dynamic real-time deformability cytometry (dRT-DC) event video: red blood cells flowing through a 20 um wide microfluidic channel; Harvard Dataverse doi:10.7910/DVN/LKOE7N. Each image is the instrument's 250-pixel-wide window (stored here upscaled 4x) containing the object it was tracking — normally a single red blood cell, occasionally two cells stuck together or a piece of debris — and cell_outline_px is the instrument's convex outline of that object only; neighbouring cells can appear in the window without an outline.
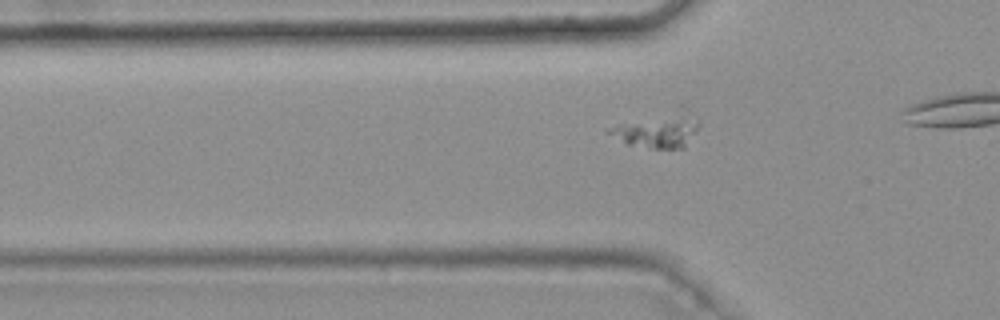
{"species": "common noctule bat (a hibernating species)", "species_latin": "Nyctalus noctula", "temperature_condition": "warm", "stored_images_in_passage": 9, "camera_frame_rate_fps": 3000, "um_per_image_px": 0.085, "animal": {"sex": "female", "body_mass_g": 25.1}, "frame": {"image": 1, "passage_image": 6, "time_ms": 1.667, "image_size_px": [1000, 320], "cell_outline_px": [[700, 124], [684, 148], [656, 148], [628, 144], [604, 132], [608, 128], [680, 104], [684, 104], [700, 120]], "centroid_in_image_um": [56.01, 10.95], "position_along_channel_um": 69.8, "area_um2": 19.07}}